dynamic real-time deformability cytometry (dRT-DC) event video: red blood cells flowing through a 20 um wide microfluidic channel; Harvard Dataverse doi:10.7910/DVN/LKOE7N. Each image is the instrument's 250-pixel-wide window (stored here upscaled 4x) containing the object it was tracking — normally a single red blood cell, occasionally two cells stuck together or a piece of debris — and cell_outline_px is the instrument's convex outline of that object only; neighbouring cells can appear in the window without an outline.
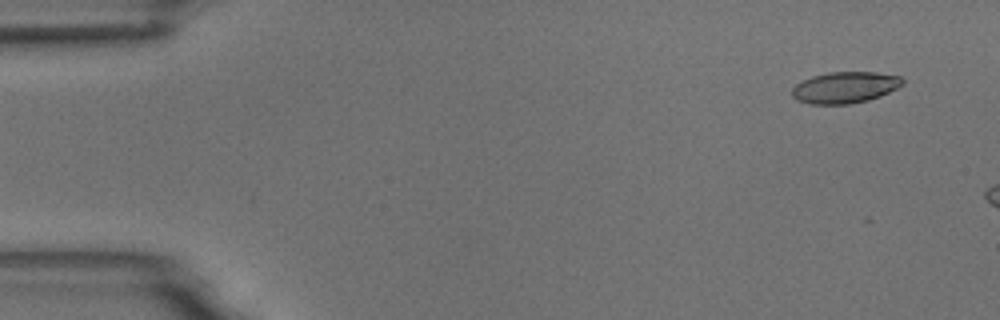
{"species": "common noctule bat (a hibernating species)", "species_latin": "Nyctalus noctula", "temperature_condition": "room temperature", "stored_images_in_passage": 3, "camera_frame_rate_fps": 3000, "um_per_image_px": 0.085, "animal": {"sex": "male", "body_mass_g": 18.8}, "frame": {"image": 1, "passage_image": 3, "time_ms": 2.333, "image_size_px": [1000, 320], "cell_outline_px": [[904, 84], [880, 96], [868, 100], [848, 104], [808, 104], [796, 100], [792, 96], [792, 88], [796, 84], [812, 76], [828, 72], [876, 72], [900, 76], [904, 80]], "centroid_in_image_um": [71.81, 7.43], "position_along_channel_um": 13.2, "area_um2": 20.23}}